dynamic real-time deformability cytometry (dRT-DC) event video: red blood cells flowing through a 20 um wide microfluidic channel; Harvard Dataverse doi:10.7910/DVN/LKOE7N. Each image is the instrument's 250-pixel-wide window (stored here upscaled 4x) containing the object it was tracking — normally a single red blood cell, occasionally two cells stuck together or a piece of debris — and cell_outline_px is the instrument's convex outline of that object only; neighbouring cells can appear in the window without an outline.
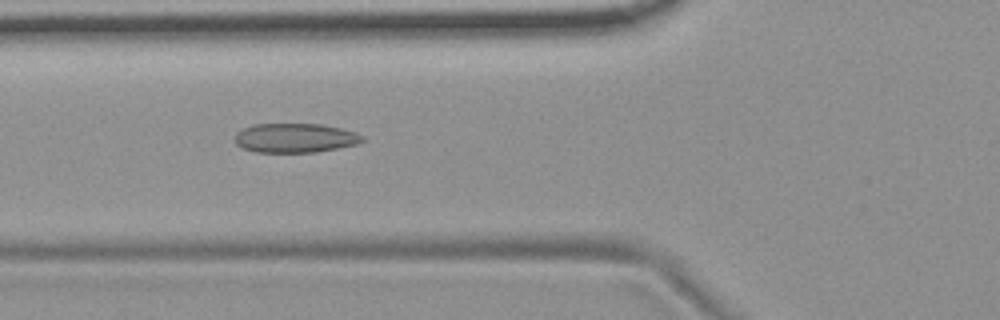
{"species": "common noctule bat (a hibernating species)", "species_latin": "Nyctalus noctula", "temperature_condition": "room temperature", "stored_images_in_passage": 31, "camera_frame_rate_fps": 3000, "um_per_image_px": 0.085, "animal": {"sex": "female", "body_mass_g": 19.9}, "frame": {"image": 1, "passage_image": 6, "time_ms": 1.667, "image_size_px": [1000, 320], "cell_outline_px": [[364, 140], [356, 144], [316, 152], [256, 152], [240, 148], [236, 144], [236, 132], [252, 124], [320, 124], [340, 128], [356, 132], [364, 136]], "centroid_in_image_um": [25.06, 11.72], "position_along_channel_um": 100.7, "area_um2": 21.73}}
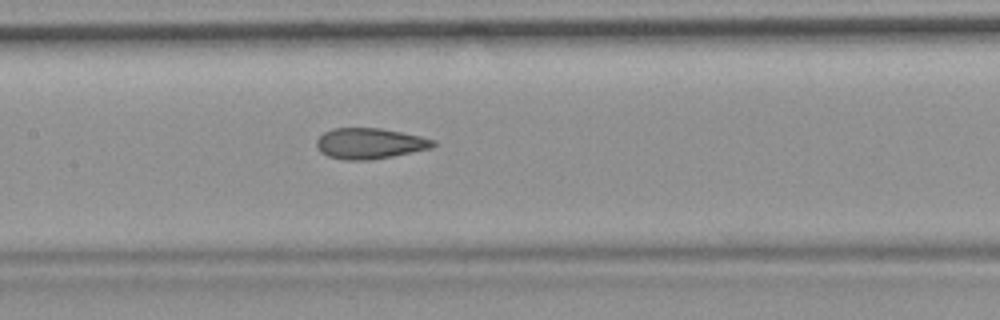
{"frame": {"image": 2, "passage_image": 12, "time_ms": 3.667, "image_size_px": [1000, 320], "cell_outline_px": [[436, 144], [432, 148], [372, 160], [344, 160], [328, 156], [320, 152], [316, 148], [316, 140], [324, 132], [332, 128], [380, 128], [420, 136], [436, 140]], "centroid_in_image_um": [31.41, 12.2], "position_along_channel_um": 176.0, "area_um2": 20.98}}
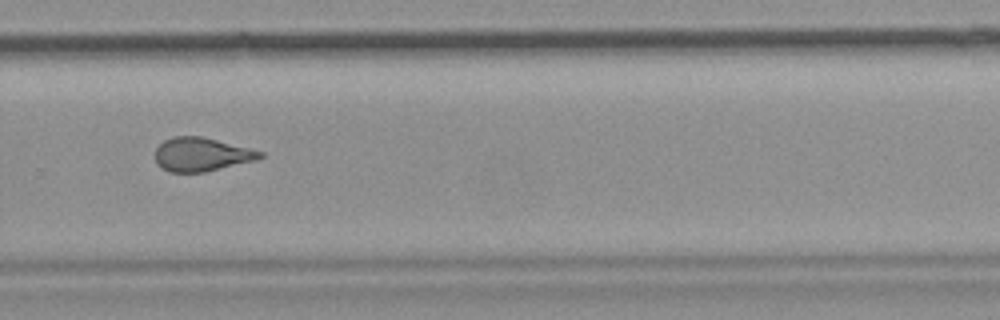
{"frame": {"image": 3, "passage_image": 23, "time_ms": 7.333, "image_size_px": [1000, 320], "cell_outline_px": [[264, 156], [256, 160], [204, 172], [168, 172], [160, 168], [156, 164], [156, 148], [164, 140], [172, 136], [200, 136], [264, 152]], "centroid_in_image_um": [17.09, 13.13], "position_along_channel_um": 312.7, "area_um2": 20.46}, "authors_computed_cell_mechanics": {"area_um2": 20.9236, "velocity_mm_per_s": 3.7436, "shape_relaxation_time_tau1_ms": null, "shape_relaxation_time_tau2_ms": 1.8137, "deformation_change_tau1": null, "deformation_change_tau2": 0.1036}}